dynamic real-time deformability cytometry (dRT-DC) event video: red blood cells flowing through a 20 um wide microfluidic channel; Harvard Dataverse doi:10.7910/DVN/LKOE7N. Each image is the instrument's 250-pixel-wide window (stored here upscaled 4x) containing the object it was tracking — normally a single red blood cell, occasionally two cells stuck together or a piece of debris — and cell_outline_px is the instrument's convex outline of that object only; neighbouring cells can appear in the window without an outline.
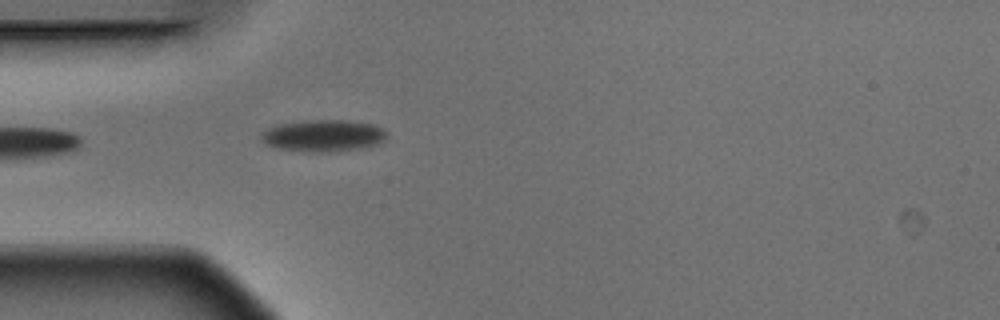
{"species": "Egyptian fruit bat (a non-hibernating species)", "species_latin": "Rousettus aegyptiacus", "temperature_condition": "warm", "stored_images_in_passage": 3, "camera_frame_rate_fps": 3000, "um_per_image_px": 0.085, "animal": {"sex": "male"}, "frame": {"image": 1, "passage_image": 3, "time_ms": 0.667, "image_size_px": [1000, 320], "cell_outline_px": [[384, 140], [376, 144], [356, 148], [328, 152], [304, 152], [276, 148], [260, 140], [260, 132], [268, 128], [280, 124], [308, 120], [344, 120], [376, 124], [384, 132]], "centroid_in_image_um": [27.4, 11.53], "position_along_channel_um": 57.6, "area_um2": 23.06}}